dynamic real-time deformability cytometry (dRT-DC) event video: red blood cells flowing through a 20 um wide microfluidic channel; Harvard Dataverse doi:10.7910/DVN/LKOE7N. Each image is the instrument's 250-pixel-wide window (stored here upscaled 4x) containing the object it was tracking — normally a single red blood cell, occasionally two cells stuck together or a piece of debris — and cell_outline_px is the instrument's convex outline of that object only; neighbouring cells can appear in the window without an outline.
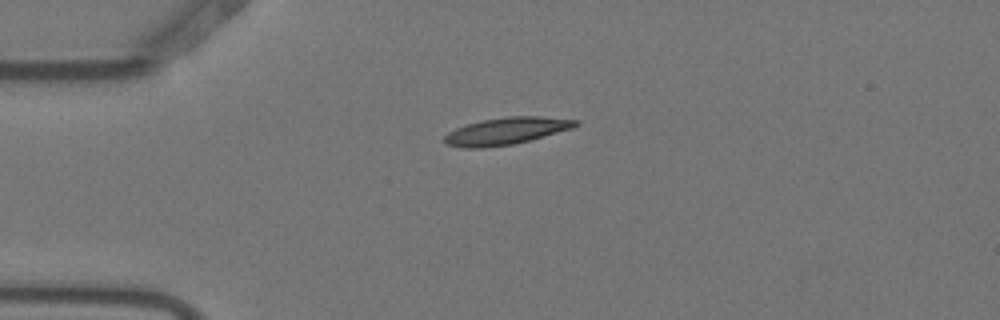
{"species": "Egyptian fruit bat (a non-hibernating species)", "species_latin": "Rousettus aegyptiacus", "temperature_condition": "warm", "stored_images_in_passage": 2, "camera_frame_rate_fps": 3000, "um_per_image_px": 0.085, "animal": {"sex": "female"}, "frame": {"image": 1, "passage_image": 2, "time_ms": 0.333, "image_size_px": [1000, 320], "cell_outline_px": [[580, 124], [572, 128], [528, 140], [512, 144], [484, 148], [464, 148], [444, 144], [444, 136], [448, 132], [456, 128], [468, 124], [484, 120], [508, 116], [540, 116], [580, 120]], "centroid_in_image_um": [43.02, 11.13], "position_along_channel_um": 42.0, "area_um2": 20.52}}